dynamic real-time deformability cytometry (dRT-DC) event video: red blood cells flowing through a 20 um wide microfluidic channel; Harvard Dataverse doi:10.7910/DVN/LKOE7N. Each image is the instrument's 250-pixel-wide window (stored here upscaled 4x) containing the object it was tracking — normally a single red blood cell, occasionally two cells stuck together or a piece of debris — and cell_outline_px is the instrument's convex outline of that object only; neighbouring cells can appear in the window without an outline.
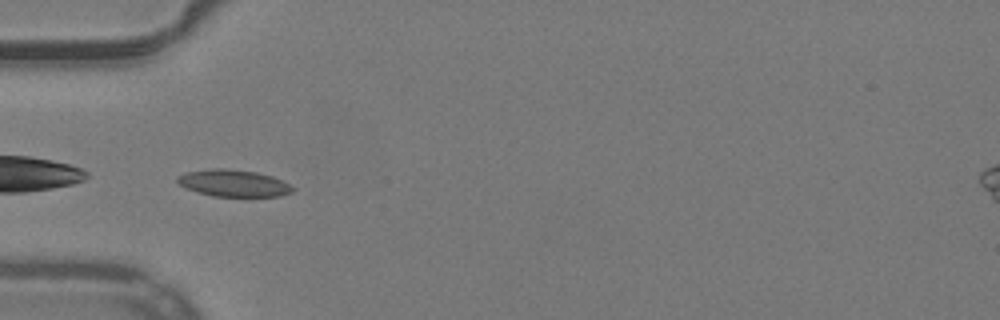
{"species": "common noctule bat (a hibernating species)", "species_latin": "Nyctalus noctula", "temperature_condition": "warm", "stored_images_in_passage": 30, "camera_frame_rate_fps": 3000, "um_per_image_px": 0.085, "animal": {"sex": "male", "body_mass_g": 19.2, "forearm_length_mm": 51.8}, "frame": {"image": 1, "passage_image": 1, "time_ms": 0.0, "image_size_px": [1000, 320], "cell_outline_px": [[296, 188], [292, 192], [280, 196], [212, 196], [196, 192], [180, 184], [176, 180], [176, 176], [184, 172], [212, 168], [224, 168], [256, 172], [272, 176]], "centroid_in_image_um": [19.82, 15.56], "position_along_channel_um": 65.2, "area_um2": 18.03}}
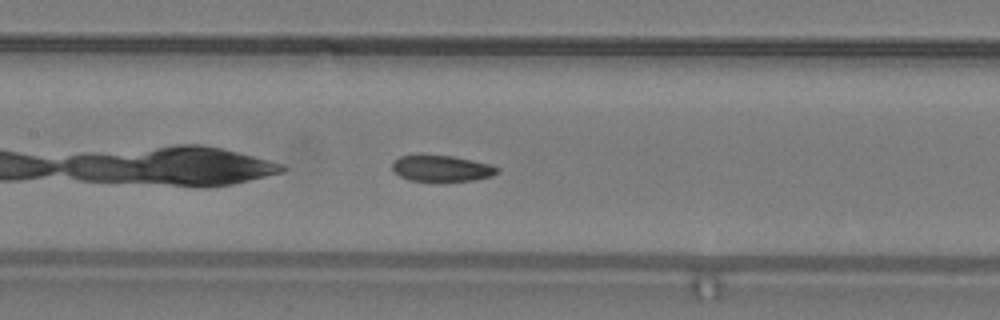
{"frame": {"image": 2, "passage_image": 9, "time_ms": 2.667, "image_size_px": [1000, 320], "cell_outline_px": [[500, 172], [492, 176], [476, 180], [408, 180], [400, 176], [392, 168], [392, 164], [400, 156], [452, 156], [492, 164], [500, 168]], "centroid_in_image_um": [37.62, 14.32], "position_along_channel_um": 169.8, "area_um2": 15.61}}
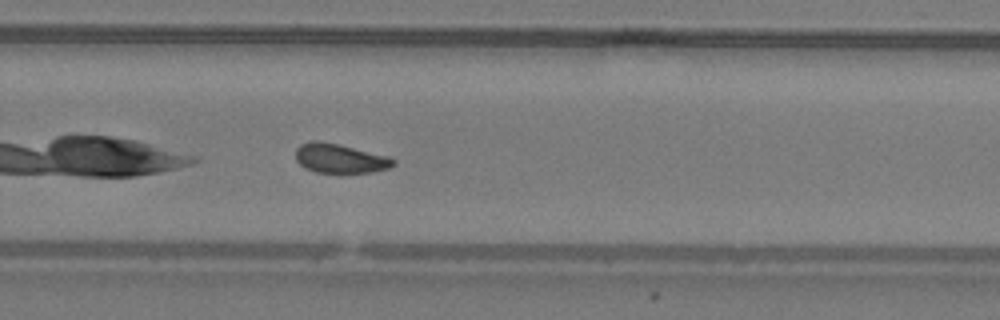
{"frame": {"image": 3, "passage_image": 19, "time_ms": 6.0, "image_size_px": [1000, 320], "cell_outline_px": [[396, 164], [388, 168], [372, 172], [316, 172], [304, 168], [296, 160], [296, 148], [300, 144], [312, 140], [320, 140], [388, 156], [396, 160]], "centroid_in_image_um": [28.87, 13.46], "position_along_channel_um": 300.9, "area_um2": 16.59}, "authors_computed_cell_mechanics": {"area_um2": 16.9354, "velocity_mm_per_s": 3.9493, "shape_relaxation_time_tau1_ms": null, "shape_relaxation_time_tau2_ms": 3.0349, "deformation_change_tau1": null, "deformation_change_tau2": 0.0918}}